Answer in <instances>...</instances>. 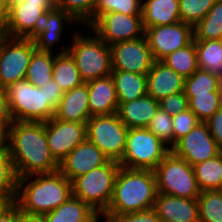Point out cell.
<instances>
[{
  "mask_svg": "<svg viewBox=\"0 0 222 222\" xmlns=\"http://www.w3.org/2000/svg\"><path fill=\"white\" fill-rule=\"evenodd\" d=\"M24 2H33V3H40L47 11L51 8L49 7L46 0H23Z\"/></svg>",
  "mask_w": 222,
  "mask_h": 222,
  "instance_id": "cell-54",
  "label": "cell"
},
{
  "mask_svg": "<svg viewBox=\"0 0 222 222\" xmlns=\"http://www.w3.org/2000/svg\"><path fill=\"white\" fill-rule=\"evenodd\" d=\"M157 193L153 170L120 166L114 182L113 195L104 216L112 220L117 215L153 208Z\"/></svg>",
  "mask_w": 222,
  "mask_h": 222,
  "instance_id": "cell-3",
  "label": "cell"
},
{
  "mask_svg": "<svg viewBox=\"0 0 222 222\" xmlns=\"http://www.w3.org/2000/svg\"><path fill=\"white\" fill-rule=\"evenodd\" d=\"M5 89L14 121L46 122L54 117L55 109L47 101L45 89L24 79Z\"/></svg>",
  "mask_w": 222,
  "mask_h": 222,
  "instance_id": "cell-5",
  "label": "cell"
},
{
  "mask_svg": "<svg viewBox=\"0 0 222 222\" xmlns=\"http://www.w3.org/2000/svg\"><path fill=\"white\" fill-rule=\"evenodd\" d=\"M34 40L11 38L0 34V88L25 79Z\"/></svg>",
  "mask_w": 222,
  "mask_h": 222,
  "instance_id": "cell-10",
  "label": "cell"
},
{
  "mask_svg": "<svg viewBox=\"0 0 222 222\" xmlns=\"http://www.w3.org/2000/svg\"><path fill=\"white\" fill-rule=\"evenodd\" d=\"M217 192L222 196V184H221L220 187L217 189Z\"/></svg>",
  "mask_w": 222,
  "mask_h": 222,
  "instance_id": "cell-57",
  "label": "cell"
},
{
  "mask_svg": "<svg viewBox=\"0 0 222 222\" xmlns=\"http://www.w3.org/2000/svg\"><path fill=\"white\" fill-rule=\"evenodd\" d=\"M197 201L200 222H222V196L217 190L202 191Z\"/></svg>",
  "mask_w": 222,
  "mask_h": 222,
  "instance_id": "cell-35",
  "label": "cell"
},
{
  "mask_svg": "<svg viewBox=\"0 0 222 222\" xmlns=\"http://www.w3.org/2000/svg\"><path fill=\"white\" fill-rule=\"evenodd\" d=\"M91 116L117 113L119 101L111 75L86 82Z\"/></svg>",
  "mask_w": 222,
  "mask_h": 222,
  "instance_id": "cell-21",
  "label": "cell"
},
{
  "mask_svg": "<svg viewBox=\"0 0 222 222\" xmlns=\"http://www.w3.org/2000/svg\"><path fill=\"white\" fill-rule=\"evenodd\" d=\"M112 222H161L156 211L153 208L117 215L112 219Z\"/></svg>",
  "mask_w": 222,
  "mask_h": 222,
  "instance_id": "cell-43",
  "label": "cell"
},
{
  "mask_svg": "<svg viewBox=\"0 0 222 222\" xmlns=\"http://www.w3.org/2000/svg\"><path fill=\"white\" fill-rule=\"evenodd\" d=\"M128 129L117 113L91 116L86 122L87 140L96 145L109 160L118 163L126 150Z\"/></svg>",
  "mask_w": 222,
  "mask_h": 222,
  "instance_id": "cell-9",
  "label": "cell"
},
{
  "mask_svg": "<svg viewBox=\"0 0 222 222\" xmlns=\"http://www.w3.org/2000/svg\"><path fill=\"white\" fill-rule=\"evenodd\" d=\"M218 92L221 95V99H222V75L219 76L218 78Z\"/></svg>",
  "mask_w": 222,
  "mask_h": 222,
  "instance_id": "cell-56",
  "label": "cell"
},
{
  "mask_svg": "<svg viewBox=\"0 0 222 222\" xmlns=\"http://www.w3.org/2000/svg\"><path fill=\"white\" fill-rule=\"evenodd\" d=\"M153 209L161 222H200L197 199L157 193Z\"/></svg>",
  "mask_w": 222,
  "mask_h": 222,
  "instance_id": "cell-19",
  "label": "cell"
},
{
  "mask_svg": "<svg viewBox=\"0 0 222 222\" xmlns=\"http://www.w3.org/2000/svg\"><path fill=\"white\" fill-rule=\"evenodd\" d=\"M23 0H4L6 7L11 9L14 5L19 4Z\"/></svg>",
  "mask_w": 222,
  "mask_h": 222,
  "instance_id": "cell-55",
  "label": "cell"
},
{
  "mask_svg": "<svg viewBox=\"0 0 222 222\" xmlns=\"http://www.w3.org/2000/svg\"><path fill=\"white\" fill-rule=\"evenodd\" d=\"M210 133L222 150V106L206 121Z\"/></svg>",
  "mask_w": 222,
  "mask_h": 222,
  "instance_id": "cell-44",
  "label": "cell"
},
{
  "mask_svg": "<svg viewBox=\"0 0 222 222\" xmlns=\"http://www.w3.org/2000/svg\"><path fill=\"white\" fill-rule=\"evenodd\" d=\"M90 117L87 83L64 92L54 113L56 119L79 123H86Z\"/></svg>",
  "mask_w": 222,
  "mask_h": 222,
  "instance_id": "cell-22",
  "label": "cell"
},
{
  "mask_svg": "<svg viewBox=\"0 0 222 222\" xmlns=\"http://www.w3.org/2000/svg\"><path fill=\"white\" fill-rule=\"evenodd\" d=\"M193 169L201 192L217 190L222 184V152L206 161L196 163Z\"/></svg>",
  "mask_w": 222,
  "mask_h": 222,
  "instance_id": "cell-30",
  "label": "cell"
},
{
  "mask_svg": "<svg viewBox=\"0 0 222 222\" xmlns=\"http://www.w3.org/2000/svg\"><path fill=\"white\" fill-rule=\"evenodd\" d=\"M54 58L52 79L57 82L63 92L69 91L84 83L75 60L68 53V47L62 46Z\"/></svg>",
  "mask_w": 222,
  "mask_h": 222,
  "instance_id": "cell-25",
  "label": "cell"
},
{
  "mask_svg": "<svg viewBox=\"0 0 222 222\" xmlns=\"http://www.w3.org/2000/svg\"><path fill=\"white\" fill-rule=\"evenodd\" d=\"M96 0H63L62 10L69 13L82 27L90 28L94 24Z\"/></svg>",
  "mask_w": 222,
  "mask_h": 222,
  "instance_id": "cell-39",
  "label": "cell"
},
{
  "mask_svg": "<svg viewBox=\"0 0 222 222\" xmlns=\"http://www.w3.org/2000/svg\"><path fill=\"white\" fill-rule=\"evenodd\" d=\"M47 10L40 3L24 2L9 9L1 34L11 38H35L36 20Z\"/></svg>",
  "mask_w": 222,
  "mask_h": 222,
  "instance_id": "cell-18",
  "label": "cell"
},
{
  "mask_svg": "<svg viewBox=\"0 0 222 222\" xmlns=\"http://www.w3.org/2000/svg\"><path fill=\"white\" fill-rule=\"evenodd\" d=\"M19 222H44L42 216L37 215H26L23 214L20 210V220Z\"/></svg>",
  "mask_w": 222,
  "mask_h": 222,
  "instance_id": "cell-49",
  "label": "cell"
},
{
  "mask_svg": "<svg viewBox=\"0 0 222 222\" xmlns=\"http://www.w3.org/2000/svg\"><path fill=\"white\" fill-rule=\"evenodd\" d=\"M20 220V208L12 202L0 213V222H19Z\"/></svg>",
  "mask_w": 222,
  "mask_h": 222,
  "instance_id": "cell-47",
  "label": "cell"
},
{
  "mask_svg": "<svg viewBox=\"0 0 222 222\" xmlns=\"http://www.w3.org/2000/svg\"><path fill=\"white\" fill-rule=\"evenodd\" d=\"M63 0H46L50 8L62 9Z\"/></svg>",
  "mask_w": 222,
  "mask_h": 222,
  "instance_id": "cell-51",
  "label": "cell"
},
{
  "mask_svg": "<svg viewBox=\"0 0 222 222\" xmlns=\"http://www.w3.org/2000/svg\"><path fill=\"white\" fill-rule=\"evenodd\" d=\"M216 0H179L180 20L195 26L208 13Z\"/></svg>",
  "mask_w": 222,
  "mask_h": 222,
  "instance_id": "cell-38",
  "label": "cell"
},
{
  "mask_svg": "<svg viewBox=\"0 0 222 222\" xmlns=\"http://www.w3.org/2000/svg\"><path fill=\"white\" fill-rule=\"evenodd\" d=\"M41 88L45 89L47 94V101L54 109H56L64 95L61 87L57 84L56 81L51 79L50 81H47V83L44 84Z\"/></svg>",
  "mask_w": 222,
  "mask_h": 222,
  "instance_id": "cell-45",
  "label": "cell"
},
{
  "mask_svg": "<svg viewBox=\"0 0 222 222\" xmlns=\"http://www.w3.org/2000/svg\"><path fill=\"white\" fill-rule=\"evenodd\" d=\"M57 54L35 50L30 58L25 79L36 87H42L47 81H50L54 58Z\"/></svg>",
  "mask_w": 222,
  "mask_h": 222,
  "instance_id": "cell-29",
  "label": "cell"
},
{
  "mask_svg": "<svg viewBox=\"0 0 222 222\" xmlns=\"http://www.w3.org/2000/svg\"><path fill=\"white\" fill-rule=\"evenodd\" d=\"M112 70L147 75L156 61L144 36L110 45Z\"/></svg>",
  "mask_w": 222,
  "mask_h": 222,
  "instance_id": "cell-11",
  "label": "cell"
},
{
  "mask_svg": "<svg viewBox=\"0 0 222 222\" xmlns=\"http://www.w3.org/2000/svg\"><path fill=\"white\" fill-rule=\"evenodd\" d=\"M95 211L82 200L71 196L66 202L51 212L42 215L44 222H84Z\"/></svg>",
  "mask_w": 222,
  "mask_h": 222,
  "instance_id": "cell-27",
  "label": "cell"
},
{
  "mask_svg": "<svg viewBox=\"0 0 222 222\" xmlns=\"http://www.w3.org/2000/svg\"><path fill=\"white\" fill-rule=\"evenodd\" d=\"M157 192L175 197L197 199L201 193L193 166L170 151L153 170Z\"/></svg>",
  "mask_w": 222,
  "mask_h": 222,
  "instance_id": "cell-7",
  "label": "cell"
},
{
  "mask_svg": "<svg viewBox=\"0 0 222 222\" xmlns=\"http://www.w3.org/2000/svg\"><path fill=\"white\" fill-rule=\"evenodd\" d=\"M179 0H143L142 24L148 27L180 22Z\"/></svg>",
  "mask_w": 222,
  "mask_h": 222,
  "instance_id": "cell-24",
  "label": "cell"
},
{
  "mask_svg": "<svg viewBox=\"0 0 222 222\" xmlns=\"http://www.w3.org/2000/svg\"><path fill=\"white\" fill-rule=\"evenodd\" d=\"M80 25L69 13L62 9H54L44 12L35 23L34 44L36 50L55 52V45L61 44L62 36L69 25ZM68 25V26H67Z\"/></svg>",
  "mask_w": 222,
  "mask_h": 222,
  "instance_id": "cell-16",
  "label": "cell"
},
{
  "mask_svg": "<svg viewBox=\"0 0 222 222\" xmlns=\"http://www.w3.org/2000/svg\"><path fill=\"white\" fill-rule=\"evenodd\" d=\"M144 35L156 61H161L194 40L193 26L181 21L172 25L148 27Z\"/></svg>",
  "mask_w": 222,
  "mask_h": 222,
  "instance_id": "cell-13",
  "label": "cell"
},
{
  "mask_svg": "<svg viewBox=\"0 0 222 222\" xmlns=\"http://www.w3.org/2000/svg\"><path fill=\"white\" fill-rule=\"evenodd\" d=\"M8 148L17 178L59 170L47 143L45 122L14 121L8 128Z\"/></svg>",
  "mask_w": 222,
  "mask_h": 222,
  "instance_id": "cell-1",
  "label": "cell"
},
{
  "mask_svg": "<svg viewBox=\"0 0 222 222\" xmlns=\"http://www.w3.org/2000/svg\"><path fill=\"white\" fill-rule=\"evenodd\" d=\"M143 0H96L94 23L108 12H119L126 15H142Z\"/></svg>",
  "mask_w": 222,
  "mask_h": 222,
  "instance_id": "cell-37",
  "label": "cell"
},
{
  "mask_svg": "<svg viewBox=\"0 0 222 222\" xmlns=\"http://www.w3.org/2000/svg\"><path fill=\"white\" fill-rule=\"evenodd\" d=\"M13 122L5 89L0 88V124L9 128Z\"/></svg>",
  "mask_w": 222,
  "mask_h": 222,
  "instance_id": "cell-46",
  "label": "cell"
},
{
  "mask_svg": "<svg viewBox=\"0 0 222 222\" xmlns=\"http://www.w3.org/2000/svg\"><path fill=\"white\" fill-rule=\"evenodd\" d=\"M161 62L184 78L190 77L199 69L194 40L189 45L167 55Z\"/></svg>",
  "mask_w": 222,
  "mask_h": 222,
  "instance_id": "cell-31",
  "label": "cell"
},
{
  "mask_svg": "<svg viewBox=\"0 0 222 222\" xmlns=\"http://www.w3.org/2000/svg\"><path fill=\"white\" fill-rule=\"evenodd\" d=\"M194 40H222V0H216L205 17L193 27Z\"/></svg>",
  "mask_w": 222,
  "mask_h": 222,
  "instance_id": "cell-32",
  "label": "cell"
},
{
  "mask_svg": "<svg viewBox=\"0 0 222 222\" xmlns=\"http://www.w3.org/2000/svg\"><path fill=\"white\" fill-rule=\"evenodd\" d=\"M171 151L193 166L217 156L221 149L212 137L208 124L200 122L187 135L179 139Z\"/></svg>",
  "mask_w": 222,
  "mask_h": 222,
  "instance_id": "cell-14",
  "label": "cell"
},
{
  "mask_svg": "<svg viewBox=\"0 0 222 222\" xmlns=\"http://www.w3.org/2000/svg\"><path fill=\"white\" fill-rule=\"evenodd\" d=\"M89 31L92 35L88 34ZM89 31L82 33L76 28L71 36V44L68 45L67 42L65 45L68 46V53L75 60L84 83L105 77L112 72L110 45H107L93 30Z\"/></svg>",
  "mask_w": 222,
  "mask_h": 222,
  "instance_id": "cell-4",
  "label": "cell"
},
{
  "mask_svg": "<svg viewBox=\"0 0 222 222\" xmlns=\"http://www.w3.org/2000/svg\"><path fill=\"white\" fill-rule=\"evenodd\" d=\"M159 107L173 117L189 108L188 98L184 91L172 94L159 101Z\"/></svg>",
  "mask_w": 222,
  "mask_h": 222,
  "instance_id": "cell-42",
  "label": "cell"
},
{
  "mask_svg": "<svg viewBox=\"0 0 222 222\" xmlns=\"http://www.w3.org/2000/svg\"><path fill=\"white\" fill-rule=\"evenodd\" d=\"M109 159L87 139L59 162V171L69 180L105 165Z\"/></svg>",
  "mask_w": 222,
  "mask_h": 222,
  "instance_id": "cell-17",
  "label": "cell"
},
{
  "mask_svg": "<svg viewBox=\"0 0 222 222\" xmlns=\"http://www.w3.org/2000/svg\"><path fill=\"white\" fill-rule=\"evenodd\" d=\"M184 84L185 78L161 61H155L146 75L147 94L158 102L184 91Z\"/></svg>",
  "mask_w": 222,
  "mask_h": 222,
  "instance_id": "cell-20",
  "label": "cell"
},
{
  "mask_svg": "<svg viewBox=\"0 0 222 222\" xmlns=\"http://www.w3.org/2000/svg\"><path fill=\"white\" fill-rule=\"evenodd\" d=\"M200 122L201 121L198 119V117L189 108L173 116V146L179 139L187 135Z\"/></svg>",
  "mask_w": 222,
  "mask_h": 222,
  "instance_id": "cell-41",
  "label": "cell"
},
{
  "mask_svg": "<svg viewBox=\"0 0 222 222\" xmlns=\"http://www.w3.org/2000/svg\"><path fill=\"white\" fill-rule=\"evenodd\" d=\"M72 196V183L59 170L17 179L15 203L26 215L42 216Z\"/></svg>",
  "mask_w": 222,
  "mask_h": 222,
  "instance_id": "cell-2",
  "label": "cell"
},
{
  "mask_svg": "<svg viewBox=\"0 0 222 222\" xmlns=\"http://www.w3.org/2000/svg\"><path fill=\"white\" fill-rule=\"evenodd\" d=\"M104 221H105V222H112V220H111L110 218H107V217H105V216H104ZM104 221H103V222H104ZM99 222H102V221L100 220Z\"/></svg>",
  "mask_w": 222,
  "mask_h": 222,
  "instance_id": "cell-58",
  "label": "cell"
},
{
  "mask_svg": "<svg viewBox=\"0 0 222 222\" xmlns=\"http://www.w3.org/2000/svg\"><path fill=\"white\" fill-rule=\"evenodd\" d=\"M198 66L216 76L222 75V40H194Z\"/></svg>",
  "mask_w": 222,
  "mask_h": 222,
  "instance_id": "cell-28",
  "label": "cell"
},
{
  "mask_svg": "<svg viewBox=\"0 0 222 222\" xmlns=\"http://www.w3.org/2000/svg\"><path fill=\"white\" fill-rule=\"evenodd\" d=\"M189 109L201 122H206L221 106L222 99L219 92L187 97Z\"/></svg>",
  "mask_w": 222,
  "mask_h": 222,
  "instance_id": "cell-36",
  "label": "cell"
},
{
  "mask_svg": "<svg viewBox=\"0 0 222 222\" xmlns=\"http://www.w3.org/2000/svg\"><path fill=\"white\" fill-rule=\"evenodd\" d=\"M8 148V128L0 124V150Z\"/></svg>",
  "mask_w": 222,
  "mask_h": 222,
  "instance_id": "cell-48",
  "label": "cell"
},
{
  "mask_svg": "<svg viewBox=\"0 0 222 222\" xmlns=\"http://www.w3.org/2000/svg\"><path fill=\"white\" fill-rule=\"evenodd\" d=\"M120 164L109 160L105 165L71 181L72 196L82 200L95 212L105 213L109 207Z\"/></svg>",
  "mask_w": 222,
  "mask_h": 222,
  "instance_id": "cell-6",
  "label": "cell"
},
{
  "mask_svg": "<svg viewBox=\"0 0 222 222\" xmlns=\"http://www.w3.org/2000/svg\"><path fill=\"white\" fill-rule=\"evenodd\" d=\"M111 77L119 102H129L147 94L146 75L112 70Z\"/></svg>",
  "mask_w": 222,
  "mask_h": 222,
  "instance_id": "cell-26",
  "label": "cell"
},
{
  "mask_svg": "<svg viewBox=\"0 0 222 222\" xmlns=\"http://www.w3.org/2000/svg\"><path fill=\"white\" fill-rule=\"evenodd\" d=\"M9 9L6 7L4 0H0V27L5 23Z\"/></svg>",
  "mask_w": 222,
  "mask_h": 222,
  "instance_id": "cell-50",
  "label": "cell"
},
{
  "mask_svg": "<svg viewBox=\"0 0 222 222\" xmlns=\"http://www.w3.org/2000/svg\"><path fill=\"white\" fill-rule=\"evenodd\" d=\"M46 139L53 157L60 162L87 139L86 123L51 118L45 122Z\"/></svg>",
  "mask_w": 222,
  "mask_h": 222,
  "instance_id": "cell-15",
  "label": "cell"
},
{
  "mask_svg": "<svg viewBox=\"0 0 222 222\" xmlns=\"http://www.w3.org/2000/svg\"><path fill=\"white\" fill-rule=\"evenodd\" d=\"M17 179L9 148L0 150V195L11 202L16 198Z\"/></svg>",
  "mask_w": 222,
  "mask_h": 222,
  "instance_id": "cell-34",
  "label": "cell"
},
{
  "mask_svg": "<svg viewBox=\"0 0 222 222\" xmlns=\"http://www.w3.org/2000/svg\"><path fill=\"white\" fill-rule=\"evenodd\" d=\"M218 76L204 69L196 70L190 77L185 78L184 92L187 97L218 92Z\"/></svg>",
  "mask_w": 222,
  "mask_h": 222,
  "instance_id": "cell-33",
  "label": "cell"
},
{
  "mask_svg": "<svg viewBox=\"0 0 222 222\" xmlns=\"http://www.w3.org/2000/svg\"><path fill=\"white\" fill-rule=\"evenodd\" d=\"M159 108V102L148 94L129 102H119L117 114L130 128L147 127Z\"/></svg>",
  "mask_w": 222,
  "mask_h": 222,
  "instance_id": "cell-23",
  "label": "cell"
},
{
  "mask_svg": "<svg viewBox=\"0 0 222 222\" xmlns=\"http://www.w3.org/2000/svg\"><path fill=\"white\" fill-rule=\"evenodd\" d=\"M170 151L146 127L130 128L126 137V150L119 164L128 169L154 170Z\"/></svg>",
  "mask_w": 222,
  "mask_h": 222,
  "instance_id": "cell-8",
  "label": "cell"
},
{
  "mask_svg": "<svg viewBox=\"0 0 222 222\" xmlns=\"http://www.w3.org/2000/svg\"><path fill=\"white\" fill-rule=\"evenodd\" d=\"M103 219H104L103 213L95 212L87 221H84V222H99L100 220H103Z\"/></svg>",
  "mask_w": 222,
  "mask_h": 222,
  "instance_id": "cell-52",
  "label": "cell"
},
{
  "mask_svg": "<svg viewBox=\"0 0 222 222\" xmlns=\"http://www.w3.org/2000/svg\"><path fill=\"white\" fill-rule=\"evenodd\" d=\"M146 128L154 133L170 149L173 147L172 116L160 107Z\"/></svg>",
  "mask_w": 222,
  "mask_h": 222,
  "instance_id": "cell-40",
  "label": "cell"
},
{
  "mask_svg": "<svg viewBox=\"0 0 222 222\" xmlns=\"http://www.w3.org/2000/svg\"><path fill=\"white\" fill-rule=\"evenodd\" d=\"M11 203L7 197L0 195V213Z\"/></svg>",
  "mask_w": 222,
  "mask_h": 222,
  "instance_id": "cell-53",
  "label": "cell"
},
{
  "mask_svg": "<svg viewBox=\"0 0 222 222\" xmlns=\"http://www.w3.org/2000/svg\"><path fill=\"white\" fill-rule=\"evenodd\" d=\"M107 45L135 40L144 36L142 15H126L119 12L103 14L90 28Z\"/></svg>",
  "mask_w": 222,
  "mask_h": 222,
  "instance_id": "cell-12",
  "label": "cell"
}]
</instances>
